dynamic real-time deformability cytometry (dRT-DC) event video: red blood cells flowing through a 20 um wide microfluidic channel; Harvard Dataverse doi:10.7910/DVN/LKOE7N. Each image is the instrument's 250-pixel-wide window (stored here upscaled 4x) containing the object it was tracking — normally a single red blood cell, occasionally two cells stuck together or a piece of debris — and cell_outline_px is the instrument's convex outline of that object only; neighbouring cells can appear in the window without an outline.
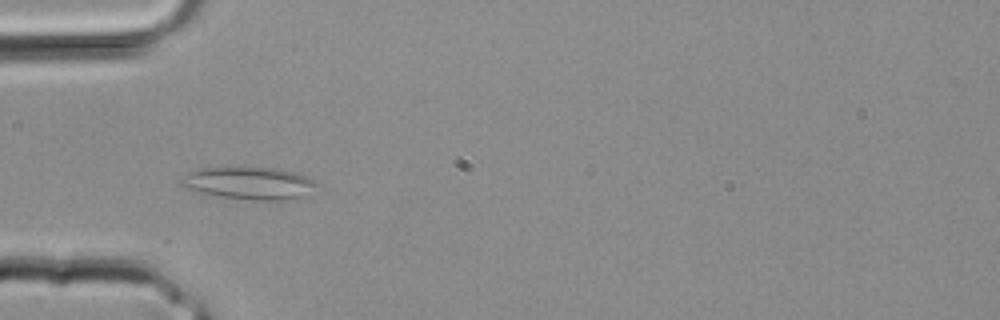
{"species": "common noctule bat (a hibernating species)", "species_latin": "Nyctalus noctula", "temperature_condition": "room temperature", "stored_images_in_passage": 27, "camera_frame_rate_fps": 3000, "um_per_image_px": 0.085, "animal": {"sex": "male", "body_mass_g": 20.4}, "frame": {"image": 1, "passage_image": 3, "time_ms": 0.667, "image_size_px": [1000, 320], "cell_outline_px": [[320, 184], [300, 196], [280, 200], [252, 200], [220, 196], [200, 192], [188, 188], [180, 184], [176, 180], [188, 172], [200, 168], [280, 168], [304, 176]], "centroid_in_image_um": [21.1, 15.56], "position_along_channel_um": 63.9, "area_um2": 25.09}}
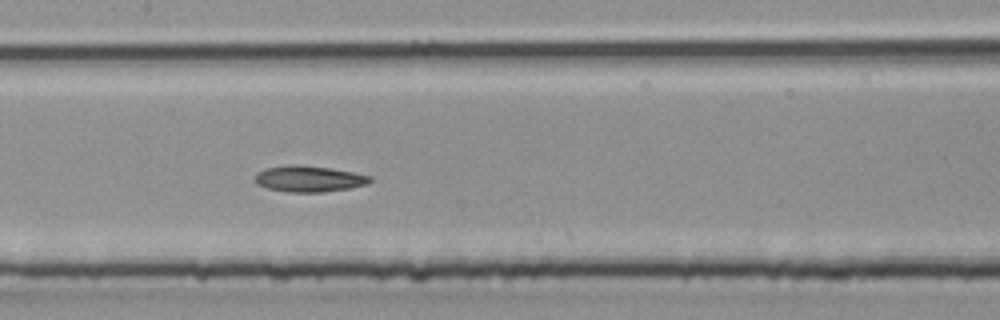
{"frame": {"image": 2, "passage_image": 9, "time_ms": 2.667, "image_size_px": [1000, 320], "cell_outline_px": [[372, 180], [364, 184], [348, 188], [320, 192], [288, 192], [268, 188], [256, 184], [256, 172], [264, 168], [332, 168], [372, 176]], "centroid_in_image_um": [26.29, 15.25], "position_along_channel_um": 181.1, "area_um2": 16.36}}
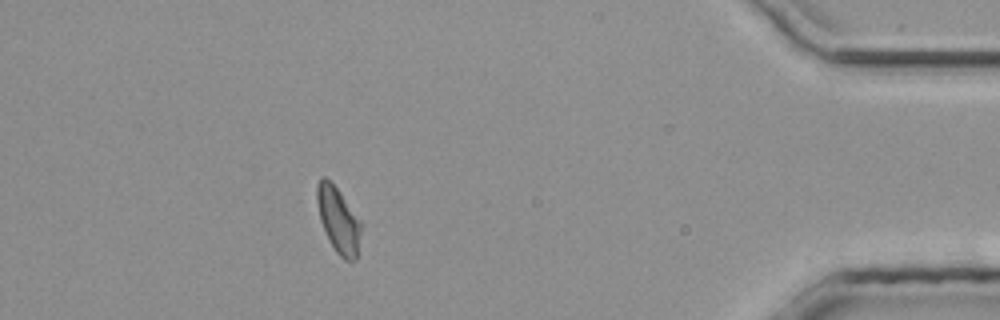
{"frame": {"image": 3, "passage_image": 23, "time_ms": 7.333, "image_size_px": [1000, 320], "cell_outline_px": [[360, 232], [356, 260], [344, 260], [336, 252], [320, 220], [316, 200], [316, 184], [324, 176], [340, 192], [360, 220]], "centroid_in_image_um": [28.74, 18.69], "position_along_channel_um": 406.5, "area_um2": 16.36}}